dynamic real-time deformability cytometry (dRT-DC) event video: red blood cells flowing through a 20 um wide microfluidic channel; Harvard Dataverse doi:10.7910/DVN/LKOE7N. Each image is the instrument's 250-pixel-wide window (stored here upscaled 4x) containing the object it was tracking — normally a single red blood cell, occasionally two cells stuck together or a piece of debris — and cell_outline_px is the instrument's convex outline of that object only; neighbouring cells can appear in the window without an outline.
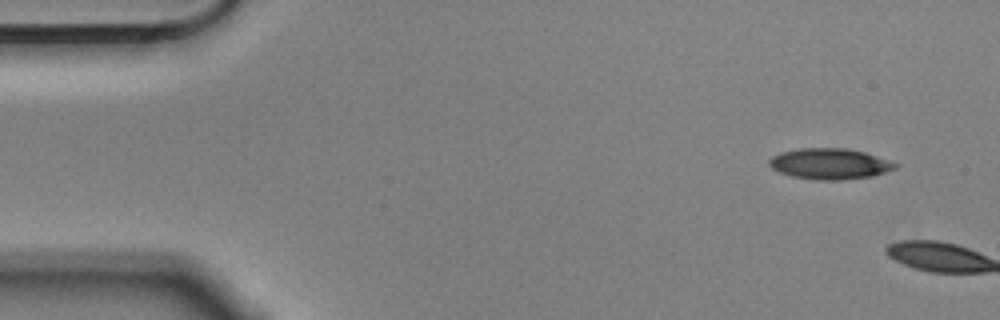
{"species": "Egyptian fruit bat (a non-hibernating species)", "species_latin": "Rousettus aegyptiacus", "temperature_condition": "cold", "stored_images_in_passage": 2, "camera_frame_rate_fps": 3000, "um_per_image_px": 0.085, "animal": {"sex": "male"}, "frame": {"image": 1, "passage_image": 1, "time_ms": 0.0, "image_size_px": [1000, 320], "cell_outline_px": [[900, 164], [896, 168], [872, 176], [840, 180], [816, 180], [792, 176], [780, 172], [772, 168], [768, 164], [768, 160], [772, 156], [780, 152], [800, 148], [848, 148], [864, 152]], "centroid_in_image_um": [70.51, 13.92], "position_along_channel_um": 14.5, "area_um2": 22.66}}